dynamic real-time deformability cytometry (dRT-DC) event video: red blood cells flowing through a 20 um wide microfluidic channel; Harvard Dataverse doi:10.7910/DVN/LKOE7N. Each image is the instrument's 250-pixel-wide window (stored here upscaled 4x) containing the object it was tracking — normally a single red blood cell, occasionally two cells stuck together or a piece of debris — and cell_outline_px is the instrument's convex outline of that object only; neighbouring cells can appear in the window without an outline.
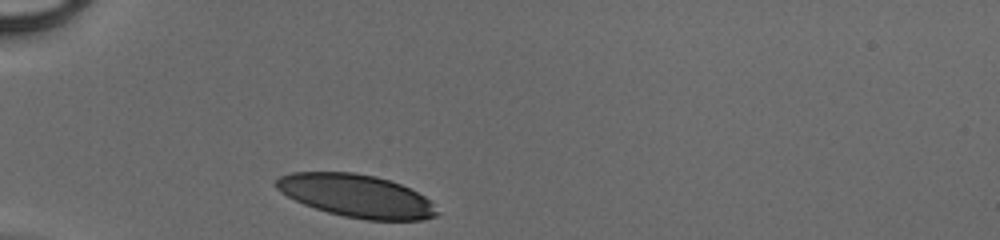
{"species": "human", "species_latin": "Homo sapiens", "temperature_condition": "cold", "stored_images_in_passage": 26, "camera_frame_rate_fps": 3000, "um_per_image_px": 0.085, "donor": {"sex": "male"}, "frame": {"image": 1, "passage_image": 1, "time_ms": 0.0, "image_size_px": [1000, 240], "cell_outline_px": [[436, 216], [420, 220], [368, 220], [344, 216], [328, 212], [304, 204], [280, 192], [276, 188], [276, 180], [280, 176], [292, 172], [352, 172], [376, 176], [400, 184], [432, 200], [436, 212]], "centroid_in_image_um": [30.28, 16.64], "position_along_channel_um": 54.7, "area_um2": 39.77}}
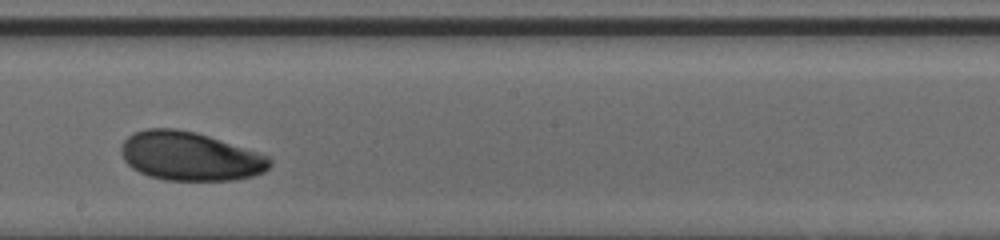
{"frame": {"image": 2, "passage_image": 15, "time_ms": 4.667, "image_size_px": [1000, 240], "cell_outline_px": [[272, 164], [264, 172], [252, 176], [232, 180], [164, 180], [148, 176], [132, 168], [124, 160], [120, 152], [120, 148], [124, 140], [128, 136], [136, 132], [148, 128], [176, 128], [196, 132], [268, 156], [272, 160]], "centroid_in_image_um": [16.11, 13.28], "position_along_channel_um": 232.1, "area_um2": 42.08}}
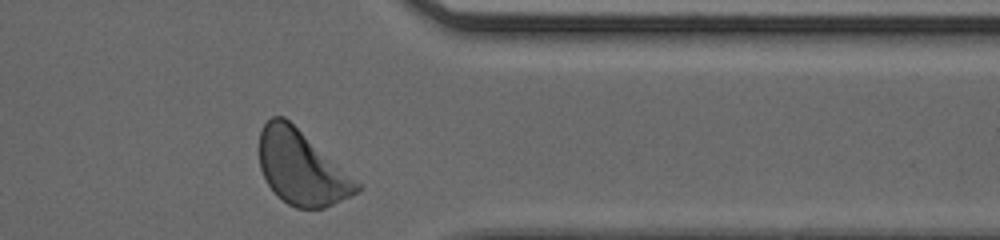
{"frame": {"image": 3, "passage_image": 26, "time_ms": 8.333, "image_size_px": [1000, 240], "cell_outline_px": [[360, 188], [356, 192], [324, 208], [296, 208], [288, 204], [268, 184], [260, 168], [260, 132], [264, 124], [272, 116], [284, 116], [360, 184]], "centroid_in_image_um": [25.59, 14.25], "position_along_channel_um": 385.8, "area_um2": 40.86}}